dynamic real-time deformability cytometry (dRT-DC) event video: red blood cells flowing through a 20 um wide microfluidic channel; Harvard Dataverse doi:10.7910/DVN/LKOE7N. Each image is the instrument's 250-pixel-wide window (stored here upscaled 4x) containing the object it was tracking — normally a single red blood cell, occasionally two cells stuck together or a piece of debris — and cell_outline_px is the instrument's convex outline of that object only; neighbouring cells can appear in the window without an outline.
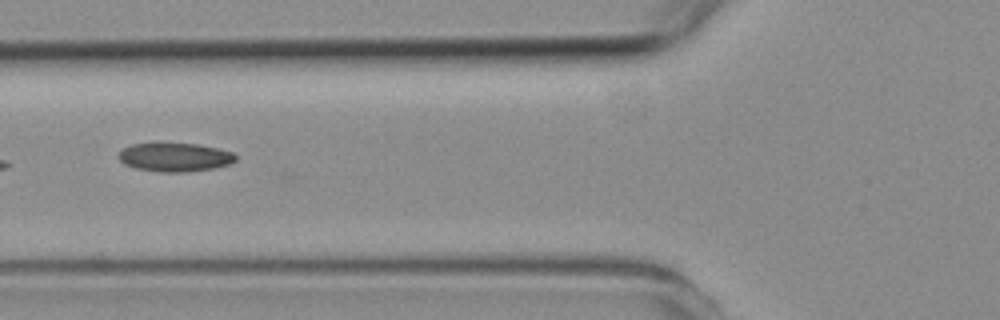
{"species": "common noctule bat (a hibernating species)", "species_latin": "Nyctalus noctula", "temperature_condition": "room temperature", "stored_images_in_passage": 9, "camera_frame_rate_fps": 3000, "um_per_image_px": 0.085, "animal": {"sex": "female", "body_mass_g": 19.3, "forearm_length_mm": 54.1}, "frame": {"image": 1, "passage_image": 7, "time_ms": 7.0, "image_size_px": [1000, 320], "cell_outline_px": [[236, 160], [232, 164], [212, 168], [188, 172], [160, 172], [136, 168], [124, 164], [116, 156], [124, 148], [132, 144], [196, 144], [216, 148], [232, 152], [236, 156]], "centroid_in_image_um": [14.87, 13.38], "position_along_channel_um": 110.9, "area_um2": 19.36}}
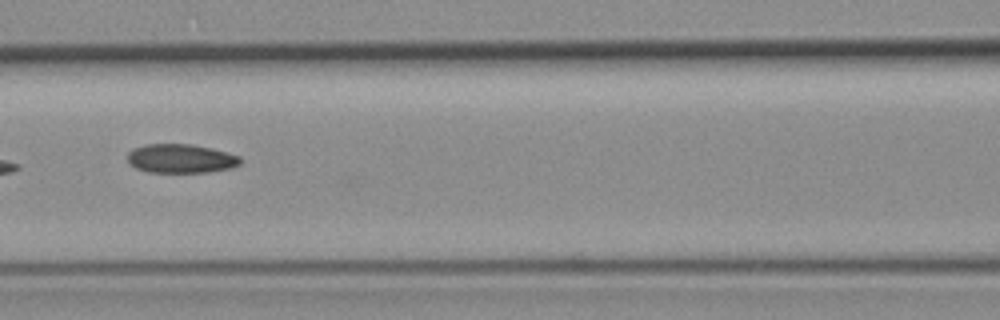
{"frame": {"image": 2, "passage_image": 8, "time_ms": 8.0, "image_size_px": [1000, 320], "cell_outline_px": [[240, 164], [232, 168], [208, 172], [148, 172], [136, 168], [128, 164], [128, 152], [132, 148], [144, 144], [188, 144], [212, 148], [240, 156]], "centroid_in_image_um": [15.34, 13.47], "position_along_channel_um": 151.3, "area_um2": 19.13}}
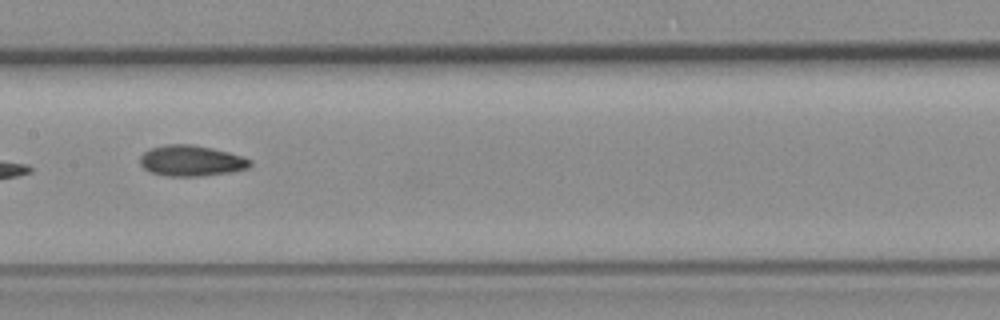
{"frame": {"image": 3, "passage_image": 9, "time_ms": 9.0, "image_size_px": [1000, 320], "cell_outline_px": [[252, 164], [248, 168], [232, 172], [200, 176], [168, 176], [148, 172], [140, 164], [140, 156], [144, 152], [152, 148], [168, 144], [188, 144], [228, 152], [252, 160]], "centroid_in_image_um": [16.24, 13.68], "position_along_channel_um": 191.2, "area_um2": 19.59}}